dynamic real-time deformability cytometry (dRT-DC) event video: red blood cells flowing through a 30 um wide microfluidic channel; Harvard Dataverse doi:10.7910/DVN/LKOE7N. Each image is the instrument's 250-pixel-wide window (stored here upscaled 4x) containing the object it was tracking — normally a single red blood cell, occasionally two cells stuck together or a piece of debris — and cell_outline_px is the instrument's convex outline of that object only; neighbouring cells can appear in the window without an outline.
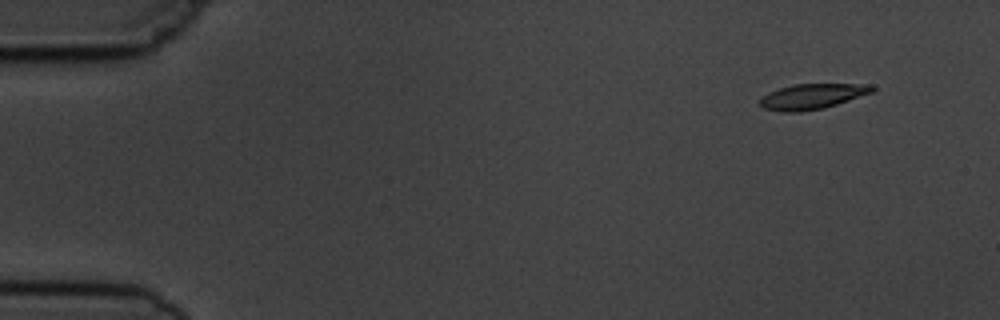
{"species": "common noctule bat (a hibernating species)", "species_latin": "Nyctalus noctula", "temperature_condition": "cold", "stored_images_in_passage": 4, "camera_frame_rate_fps": 3000, "um_per_image_px": 0.085, "animal": {"sex": "male", "body_mass_g": 19.5, "forearm_length_mm": 54.6}, "frame": {"image": 1, "passage_image": 1, "time_ms": 0.0, "image_size_px": [1000, 320], "cell_outline_px": [[876, 88], [872, 92], [824, 108], [800, 112], [784, 112], [764, 108], [760, 104], [760, 96], [768, 92], [792, 84], [872, 84]], "centroid_in_image_um": [69.01, 8.19], "position_along_channel_um": 16.0, "area_um2": 16.53}}
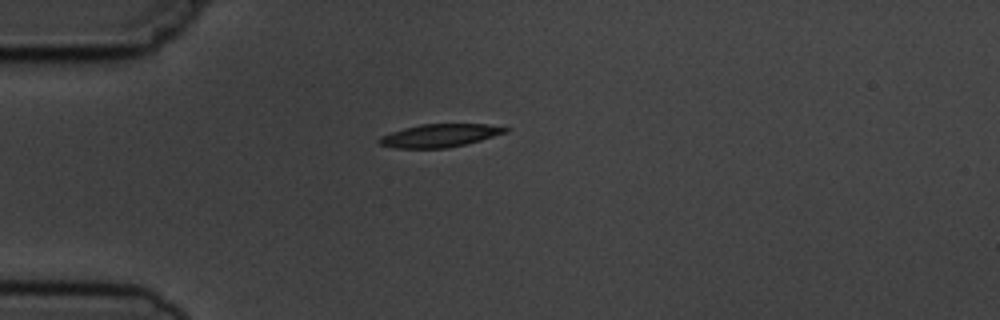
{"frame": {"image": 2, "passage_image": 4, "time_ms": 3.333, "image_size_px": [1000, 320], "cell_outline_px": [[512, 128], [508, 132], [480, 140], [448, 148], [396, 148], [380, 144], [376, 140], [380, 136], [404, 128], [420, 124], [488, 124]], "centroid_in_image_um": [37.39, 11.51], "position_along_channel_um": 47.6, "area_um2": 16.94}}